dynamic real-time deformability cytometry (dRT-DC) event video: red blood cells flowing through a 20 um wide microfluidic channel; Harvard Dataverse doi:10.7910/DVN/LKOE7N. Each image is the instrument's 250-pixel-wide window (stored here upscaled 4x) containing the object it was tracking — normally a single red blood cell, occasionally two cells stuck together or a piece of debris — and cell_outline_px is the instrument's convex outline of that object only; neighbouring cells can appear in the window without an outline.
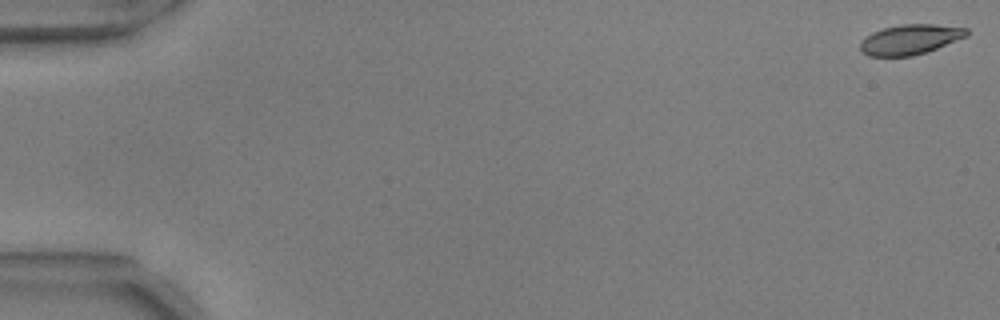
{"species": "common noctule bat (a hibernating species)", "species_latin": "Nyctalus noctula", "temperature_condition": "warm", "stored_images_in_passage": 55, "camera_frame_rate_fps": 3000, "um_per_image_px": 0.085, "animal": {"sex": "male", "body_mass_g": 17.9, "forearm_length_mm": 54.2}, "frame": {"image": 1, "passage_image": 1, "time_ms": 0.0, "image_size_px": [1000, 320], "cell_outline_px": [[968, 36], [936, 48], [912, 56], [868, 56], [860, 52], [860, 40], [872, 32], [884, 28], [900, 24], [932, 24], [968, 28]], "centroid_in_image_um": [77.32, 3.35], "position_along_channel_um": 7.7, "area_um2": 18.61}}
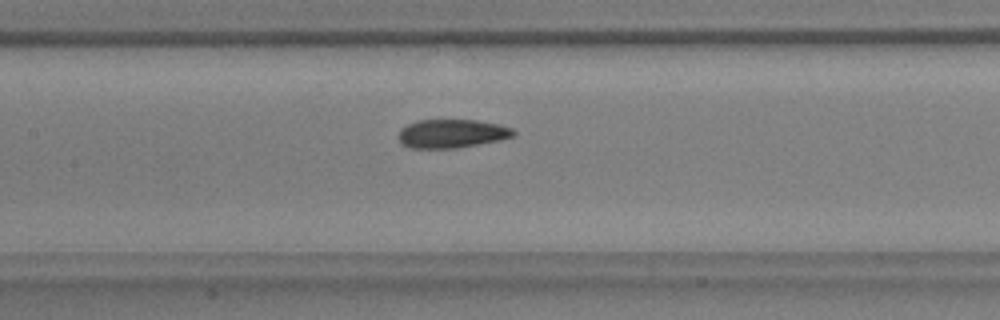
{"frame": {"image": 2, "passage_image": 27, "time_ms": 8.667, "image_size_px": [1000, 320], "cell_outline_px": [[516, 132], [512, 136], [500, 140], [456, 148], [412, 148], [400, 144], [400, 128], [416, 120], [476, 120], [500, 124], [512, 128]], "centroid_in_image_um": [38.4, 11.35], "position_along_channel_um": 169.0, "area_um2": 19.13}}
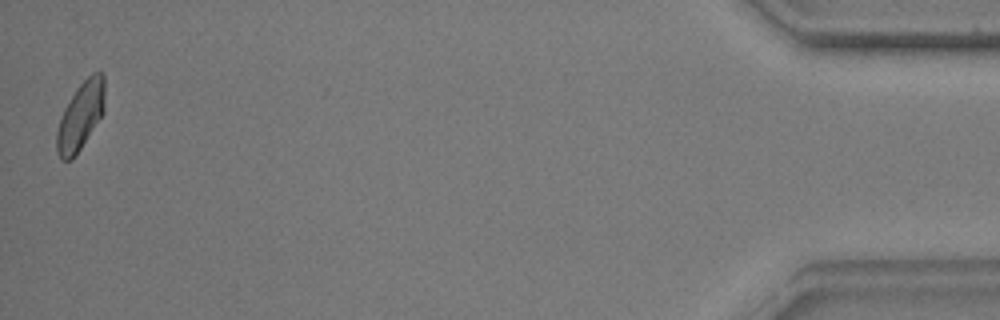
{"frame": {"image": 3, "passage_image": 55, "time_ms": 18.0, "image_size_px": [1000, 320], "cell_outline_px": [[104, 112], [72, 160], [60, 160], [56, 152], [56, 132], [60, 116], [64, 108], [76, 88], [92, 72], [104, 72]], "centroid_in_image_um": [6.83, 9.85], "position_along_channel_um": 428.4, "area_um2": 19.02}, "authors_computed_cell_mechanics": {"area_um2": 19.2474, "velocity_mm_per_s": 3.6899, "shape_relaxation_time_tau1_ms": 4.0796, "shape_relaxation_time_tau2_ms": 1.4839, "deformation_change_tau1": 0.1598, "deformation_change_tau2": 0.0652}}